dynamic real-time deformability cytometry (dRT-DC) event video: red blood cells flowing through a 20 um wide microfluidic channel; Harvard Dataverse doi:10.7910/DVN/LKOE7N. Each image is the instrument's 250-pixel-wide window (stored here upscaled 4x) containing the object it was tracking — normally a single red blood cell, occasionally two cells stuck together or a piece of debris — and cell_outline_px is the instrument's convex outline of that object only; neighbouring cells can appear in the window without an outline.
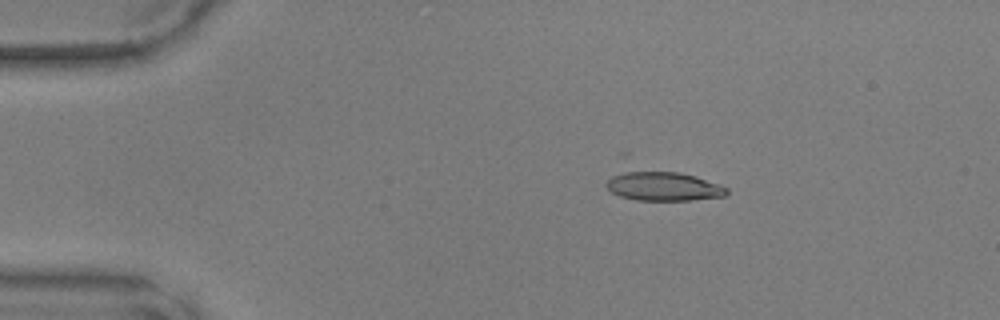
{"species": "common noctule bat (a hibernating species)", "species_latin": "Nyctalus noctula", "temperature_condition": "warm", "stored_images_in_passage": 19, "camera_frame_rate_fps": 3000, "um_per_image_px": 0.085, "animal": {"sex": "male", "body_mass_g": 17.9, "forearm_length_mm": 54.2}, "frame": {"image": 1, "passage_image": 1, "time_ms": 0.0, "image_size_px": [1000, 320], "cell_outline_px": [[728, 192], [724, 196], [688, 200], [636, 200], [620, 196], [612, 192], [604, 184], [612, 176], [632, 168], [680, 172], [696, 176], [720, 184], [728, 188]], "centroid_in_image_um": [56.35, 15.79], "position_along_channel_um": 28.7, "area_um2": 20.92}}
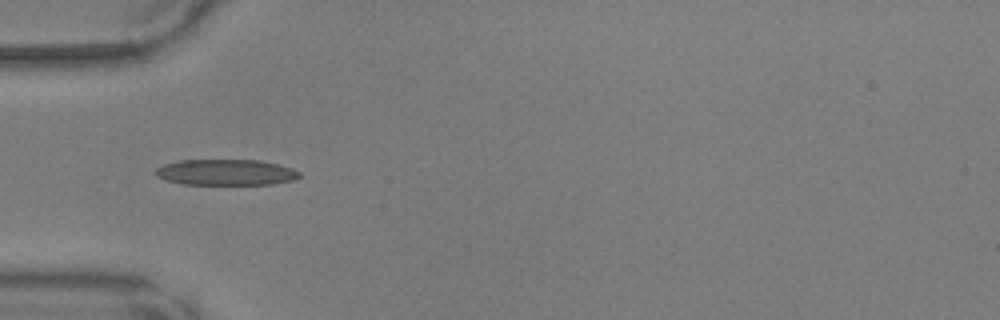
{"frame": {"image": 2, "passage_image": 8, "time_ms": 2.333, "image_size_px": [1000, 320], "cell_outline_px": [[300, 176], [292, 180], [272, 184], [184, 184], [168, 180], [156, 176], [156, 168], [164, 164], [180, 160], [256, 160], [276, 164], [292, 168], [300, 172]], "centroid_in_image_um": [19.2, 14.64], "position_along_channel_um": 65.8, "area_um2": 21.44}}